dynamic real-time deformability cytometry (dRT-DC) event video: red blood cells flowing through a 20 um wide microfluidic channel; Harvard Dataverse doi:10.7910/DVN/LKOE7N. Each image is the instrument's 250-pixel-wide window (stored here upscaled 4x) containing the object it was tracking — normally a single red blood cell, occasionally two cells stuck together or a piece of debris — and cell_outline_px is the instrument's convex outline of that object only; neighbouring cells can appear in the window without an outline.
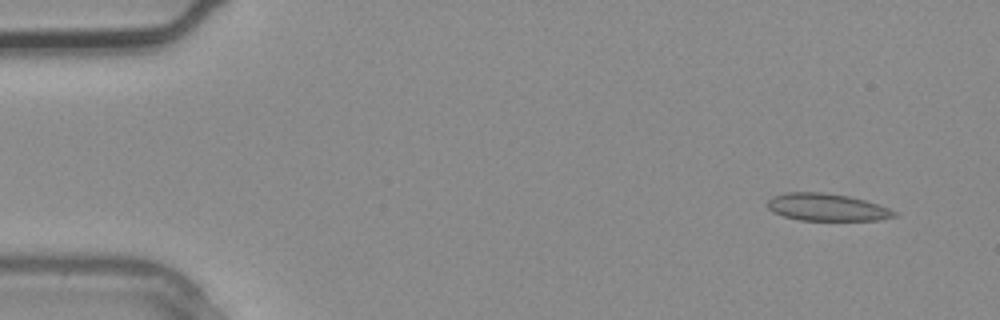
{"species": "common noctule bat (a hibernating species)", "species_latin": "Nyctalus noctula", "temperature_condition": "warm", "stored_images_in_passage": 3, "camera_frame_rate_fps": 3000, "um_per_image_px": 0.085, "animal": {"sex": "male", "body_mass_g": 20.4}, "frame": {"image": 1, "passage_image": 1, "time_ms": 0.0, "image_size_px": [1000, 320], "cell_outline_px": [[896, 216], [880, 220], [800, 220], [784, 216], [772, 212], [768, 208], [768, 200], [772, 196], [784, 192], [824, 192], [848, 196], [864, 200], [888, 208], [896, 212]], "centroid_in_image_um": [70.24, 17.61], "position_along_channel_um": 14.8, "area_um2": 20.11}}
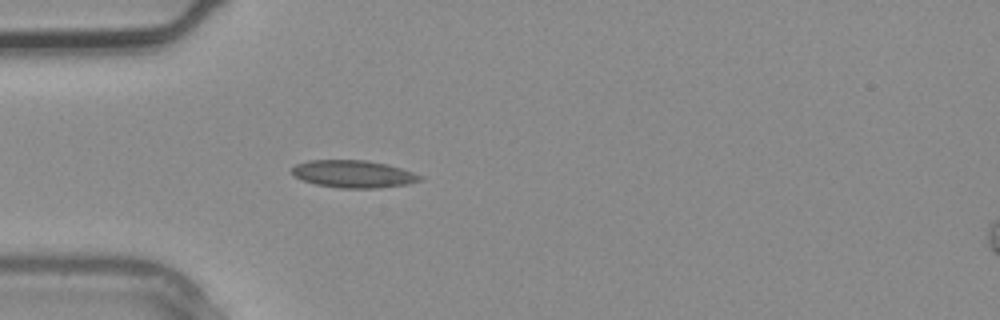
{"frame": {"image": 2, "passage_image": 3, "time_ms": 0.667, "image_size_px": [1000, 320], "cell_outline_px": [[424, 180], [408, 184], [380, 188], [340, 188], [316, 184], [304, 180], [296, 176], [292, 172], [292, 168], [296, 164], [308, 160], [368, 160], [388, 164], [424, 176]], "centroid_in_image_um": [30.1, 14.79], "position_along_channel_um": 54.9, "area_um2": 20.52}}